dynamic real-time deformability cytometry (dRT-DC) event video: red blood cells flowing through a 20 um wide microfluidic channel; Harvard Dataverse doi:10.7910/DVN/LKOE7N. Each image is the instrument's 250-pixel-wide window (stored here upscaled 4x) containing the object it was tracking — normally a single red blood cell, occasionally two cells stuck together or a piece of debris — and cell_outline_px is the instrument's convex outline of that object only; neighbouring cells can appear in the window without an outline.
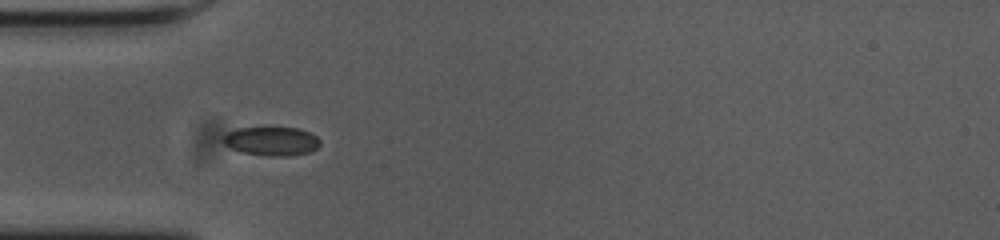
{"species": "common noctule bat (a hibernating species)", "species_latin": "Nyctalus noctula", "temperature_condition": "cold", "stored_images_in_passage": 42, "camera_frame_rate_fps": 3000, "um_per_image_px": 0.085, "animal": {"sex": "female", "body_mass_g": 23.0, "forearm_length_mm": 53.4}, "frame": {"image": 1, "passage_image": 4, "time_ms": 1.0, "image_size_px": [1000, 240], "cell_outline_px": [[320, 144], [316, 148], [308, 152], [288, 156], [268, 156], [240, 152], [224, 144], [224, 136], [228, 132], [236, 128], [300, 128], [316, 136], [320, 140]], "centroid_in_image_um": [23.08, 12.0], "position_along_channel_um": 61.9, "area_um2": 16.13}}
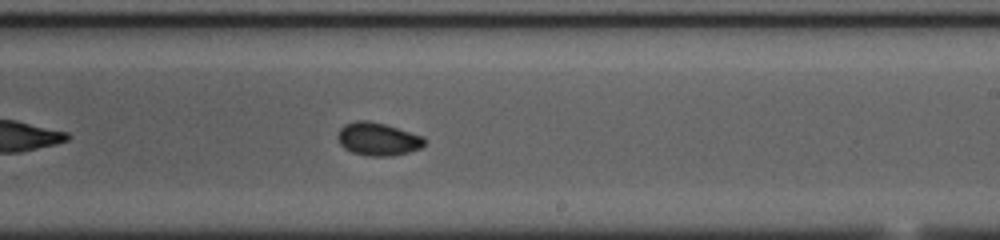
{"frame": {"image": 2, "passage_image": 20, "time_ms": 6.333, "image_size_px": [1000, 240], "cell_outline_px": [[428, 140], [420, 148], [408, 152], [392, 156], [368, 156], [352, 152], [344, 148], [340, 144], [336, 136], [340, 128], [344, 124], [356, 120], [368, 120], [384, 124], [424, 136]], "centroid_in_image_um": [32.11, 11.82], "position_along_channel_um": 256.9, "area_um2": 16.82}}
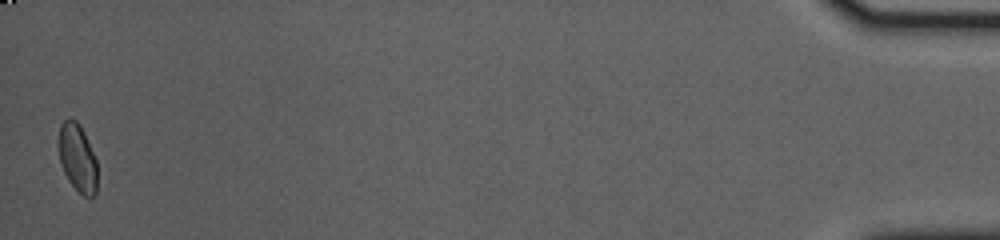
{"frame": {"image": 3, "passage_image": 42, "time_ms": 13.667, "image_size_px": [1000, 240], "cell_outline_px": [[96, 192], [92, 196], [84, 196], [68, 180], [60, 164], [60, 124], [68, 116], [76, 120], [80, 124], [84, 132], [96, 160]], "centroid_in_image_um": [6.59, 13.38], "position_along_channel_um": 428.6, "area_um2": 14.97}, "authors_computed_cell_mechanics": {"area_um2": 16.2418, "velocity_mm_per_s": 3.6755, "shape_relaxation_time_tau1_ms": 9.2565, "shape_relaxation_time_tau2_ms": 1.2131, "deformation_change_tau1": 0.1538, "deformation_change_tau2": 0.0415}}